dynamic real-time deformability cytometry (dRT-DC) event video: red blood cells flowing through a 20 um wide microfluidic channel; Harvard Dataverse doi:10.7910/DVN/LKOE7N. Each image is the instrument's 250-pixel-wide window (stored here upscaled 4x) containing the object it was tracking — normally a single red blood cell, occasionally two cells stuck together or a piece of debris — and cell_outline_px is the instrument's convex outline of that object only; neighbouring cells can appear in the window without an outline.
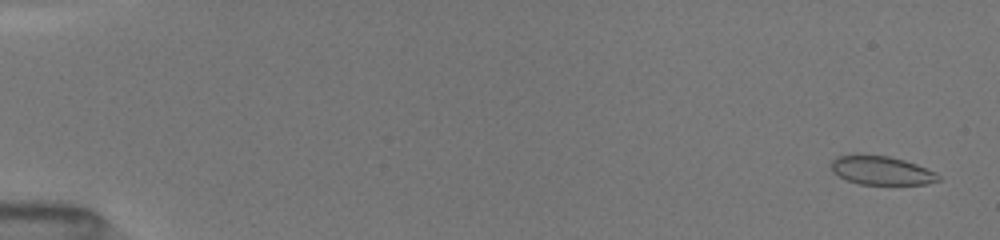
{"species": "common noctule bat (a hibernating species)", "species_latin": "Nyctalus noctula", "temperature_condition": "room temperature", "stored_images_in_passage": 43, "camera_frame_rate_fps": 3000, "um_per_image_px": 0.085, "animal": {"sex": "female", "body_mass_g": 19.5, "forearm_length_mm": 54.1}, "frame": {"image": 1, "passage_image": 2, "time_ms": 0.333, "image_size_px": [1000, 240], "cell_outline_px": [[940, 180], [928, 184], [860, 184], [848, 180], [832, 172], [832, 160], [836, 156], [888, 156], [904, 160], [916, 164], [936, 172], [940, 176]], "centroid_in_image_um": [74.97, 14.51], "position_along_channel_um": 10.0, "area_um2": 17.51}}
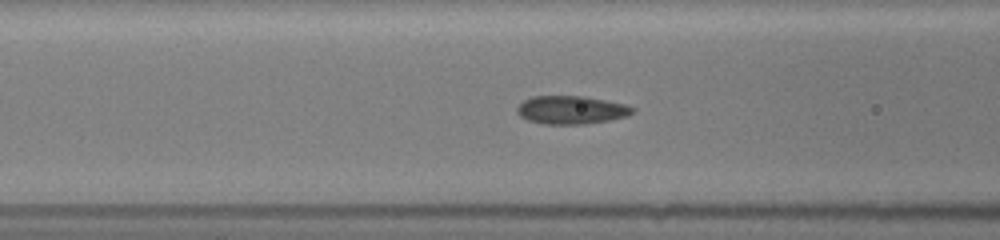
{"frame": {"image": 2, "passage_image": 18, "time_ms": 7.0, "image_size_px": [1000, 240], "cell_outline_px": [[636, 108], [628, 116], [608, 120], [584, 124], [544, 124], [528, 120], [520, 116], [516, 112], [516, 108], [524, 100], [532, 96], [584, 96], [624, 104]], "centroid_in_image_um": [48.53, 9.34], "position_along_channel_um": 118.1, "area_um2": 18.9}}
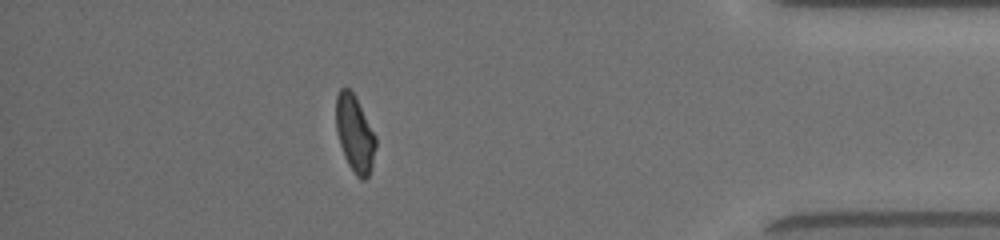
{"frame": {"image": 3, "passage_image": 38, "time_ms": 15.0, "image_size_px": [1000, 240], "cell_outline_px": [[376, 148], [372, 164], [368, 176], [364, 180], [360, 180], [356, 176], [348, 164], [344, 156], [336, 132], [336, 96], [340, 88], [348, 88], [356, 96], [376, 136]], "centroid_in_image_um": [30.16, 11.36], "position_along_channel_um": 405.0, "area_um2": 17.86}, "authors_computed_cell_mechanics": {"area_um2": 18.6694, "velocity_mm_per_s": 4.0496, "shape_relaxation_time_tau1_ms": 4.3403, "shape_relaxation_time_tau2_ms": 0.8853, "deformation_change_tau1": 0.1499, "deformation_change_tau2": 0.0574}}